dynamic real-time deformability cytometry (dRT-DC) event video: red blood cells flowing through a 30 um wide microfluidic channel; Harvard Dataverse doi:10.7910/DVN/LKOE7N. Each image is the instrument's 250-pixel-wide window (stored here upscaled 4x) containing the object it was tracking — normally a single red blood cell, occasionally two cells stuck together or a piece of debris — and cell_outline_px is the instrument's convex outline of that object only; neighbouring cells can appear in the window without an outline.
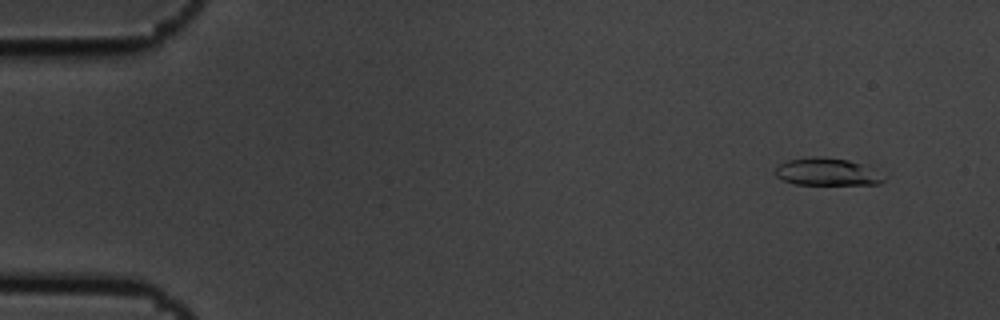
{"species": "common noctule bat (a hibernating species)", "species_latin": "Nyctalus noctula", "temperature_condition": "cold", "stored_images_in_passage": 8, "camera_frame_rate_fps": 3000, "um_per_image_px": 0.085, "animal": {"sex": "male", "body_mass_g": 19.5, "forearm_length_mm": 54.6}, "frame": {"image": 1, "passage_image": 1, "time_ms": 0.0, "image_size_px": [1000, 320], "cell_outline_px": [[888, 176], [880, 184], [796, 184], [784, 180], [776, 176], [776, 168], [780, 164], [788, 160], [812, 156], [820, 156], [848, 160], [868, 164]], "centroid_in_image_um": [70.41, 14.59], "position_along_channel_um": 14.6, "area_um2": 17.63}}
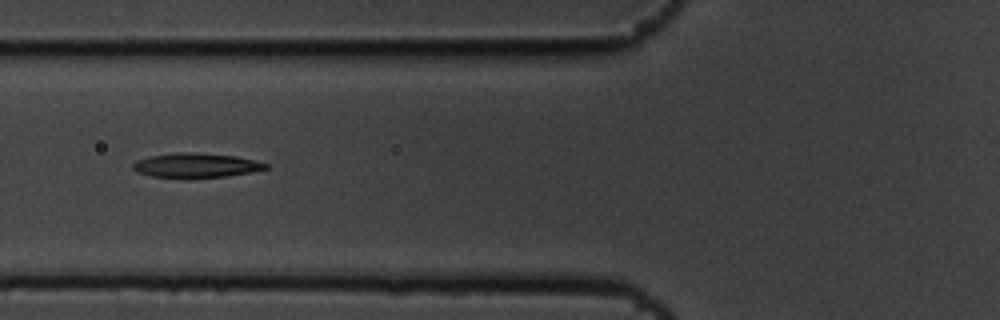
{"frame": {"image": 2, "passage_image": 6, "time_ms": 1.667, "image_size_px": [1000, 320], "cell_outline_px": [[268, 168], [248, 172], [224, 176], [152, 176], [136, 172], [132, 168], [132, 164], [136, 160], [152, 156], [176, 152], [196, 152], [236, 156], [256, 160], [268, 164]], "centroid_in_image_um": [16.65, 14.02], "position_along_channel_um": 109.2, "area_um2": 18.32}}
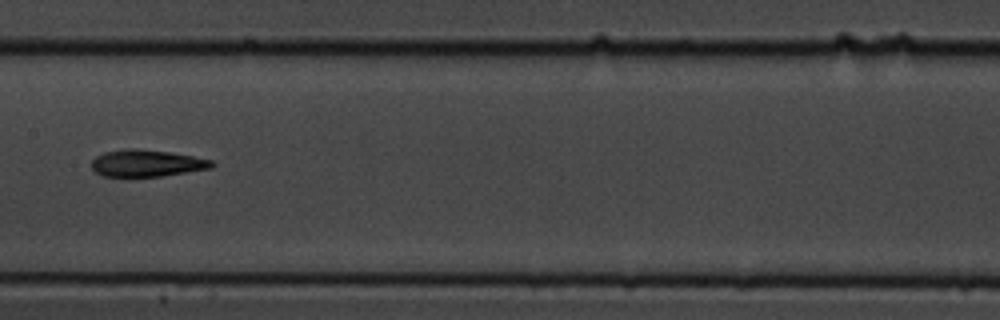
{"frame": {"image": 3, "passage_image": 8, "time_ms": 2.333, "image_size_px": [1000, 320], "cell_outline_px": [[216, 164], [212, 168], [160, 176], [104, 176], [96, 172], [92, 168], [92, 160], [96, 156], [104, 152], [124, 148], [136, 148], [168, 152], [192, 156], [212, 160]], "centroid_in_image_um": [12.47, 13.86], "position_along_channel_um": 194.9, "area_um2": 18.73}}